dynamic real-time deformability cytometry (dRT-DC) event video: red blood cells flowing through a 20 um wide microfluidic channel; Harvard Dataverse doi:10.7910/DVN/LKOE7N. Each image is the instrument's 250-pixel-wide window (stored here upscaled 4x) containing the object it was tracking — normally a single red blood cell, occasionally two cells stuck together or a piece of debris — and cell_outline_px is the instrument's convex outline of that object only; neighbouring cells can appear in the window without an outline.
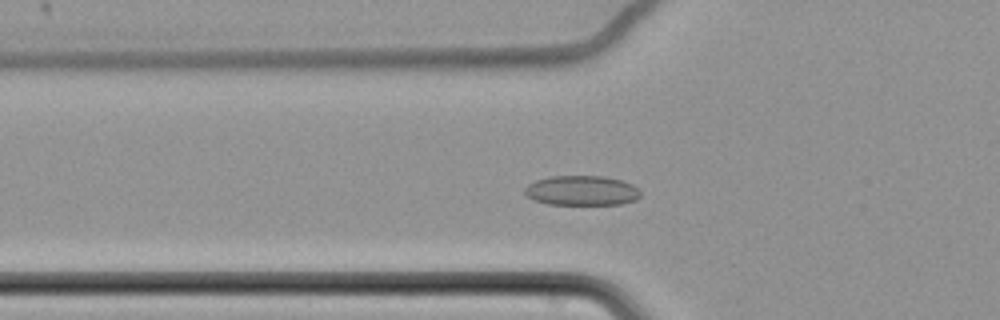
{"species": "common noctule bat (a hibernating species)", "species_latin": "Nyctalus noctula", "temperature_condition": "cold", "stored_images_in_passage": 45, "camera_frame_rate_fps": 3000, "um_per_image_px": 0.085, "animal": {"sex": "female", "body_mass_g": 22.7, "forearm_length_mm": 54.2}, "frame": {"image": 1, "passage_image": 6, "time_ms": 1.667, "image_size_px": [1000, 320], "cell_outline_px": [[640, 196], [636, 200], [620, 204], [548, 204], [536, 200], [528, 196], [524, 192], [524, 188], [528, 184], [536, 180], [552, 176], [604, 176], [620, 180], [632, 184], [640, 188]], "centroid_in_image_um": [49.47, 16.19], "position_along_channel_um": 76.3, "area_um2": 20.06}}
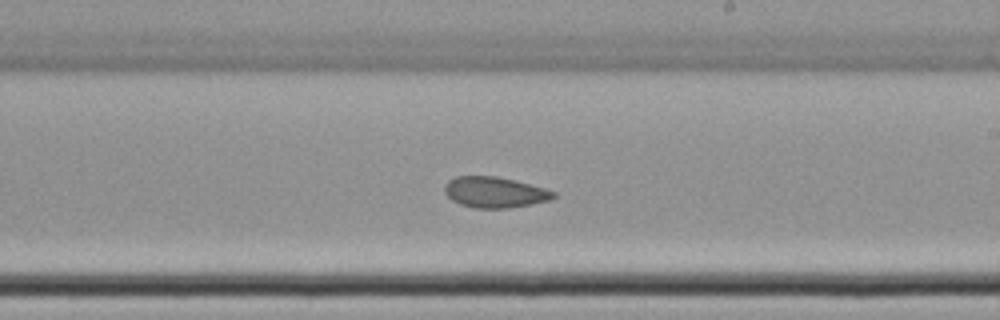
{"frame": {"image": 2, "passage_image": 21, "time_ms": 6.667, "image_size_px": [1000, 320], "cell_outline_px": [[556, 196], [548, 200], [532, 204], [508, 208], [476, 208], [460, 204], [452, 200], [444, 192], [444, 184], [448, 180], [456, 176], [496, 176], [516, 180], [544, 188], [556, 192]], "centroid_in_image_um": [42.03, 16.33], "position_along_channel_um": 247.0, "area_um2": 19.59}}
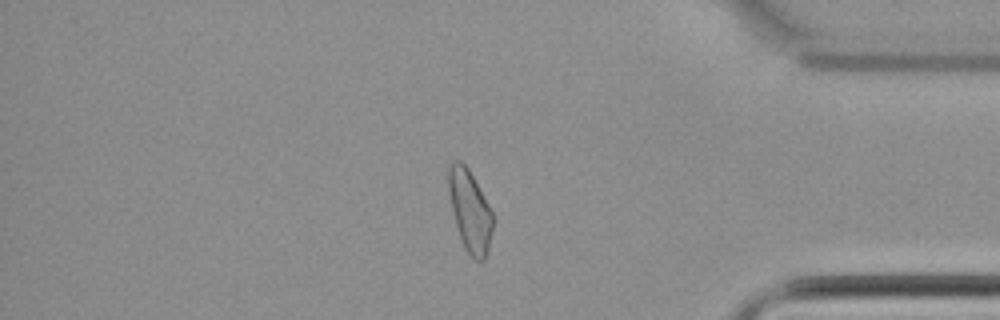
{"frame": {"image": 3, "passage_image": 36, "time_ms": 11.667, "image_size_px": [1000, 320], "cell_outline_px": [[496, 220], [488, 252], [484, 260], [476, 260], [464, 248], [456, 224], [448, 192], [448, 164], [452, 160], [460, 160], [468, 168], [488, 204]], "centroid_in_image_um": [39.96, 17.91], "position_along_channel_um": 395.2, "area_um2": 21.21}, "authors_computed_cell_mechanics": {"area_um2": 20.1722, "velocity_mm_per_s": 3.4382, "shape_relaxation_time_tau1_ms": null, "shape_relaxation_time_tau2_ms": 4.3045, "deformation_change_tau1": null, "deformation_change_tau2": 0.0806}}